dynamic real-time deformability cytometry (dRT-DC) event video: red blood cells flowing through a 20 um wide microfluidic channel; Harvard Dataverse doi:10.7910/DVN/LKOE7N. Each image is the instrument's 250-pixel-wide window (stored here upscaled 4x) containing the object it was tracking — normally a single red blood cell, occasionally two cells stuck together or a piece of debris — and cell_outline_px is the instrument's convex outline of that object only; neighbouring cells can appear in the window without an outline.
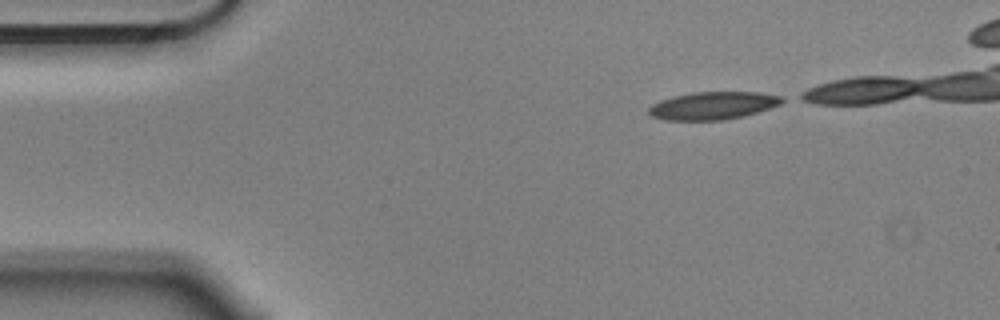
{"species": "Egyptian fruit bat (a non-hibernating species)", "species_latin": "Rousettus aegyptiacus", "temperature_condition": "cold", "stored_images_in_passage": 38, "camera_frame_rate_fps": 3000, "um_per_image_px": 0.085, "animal": {"sex": "male"}, "frame": {"image": 1, "passage_image": 1, "time_ms": 0.0, "image_size_px": [1000, 320], "cell_outline_px": [[788, 100], [780, 104], [744, 116], [724, 120], [664, 120], [652, 116], [648, 112], [648, 108], [652, 104], [660, 100], [672, 96], [692, 92], [756, 92], [784, 96]], "centroid_in_image_um": [60.61, 8.97], "position_along_channel_um": 24.4, "area_um2": 21.68}}
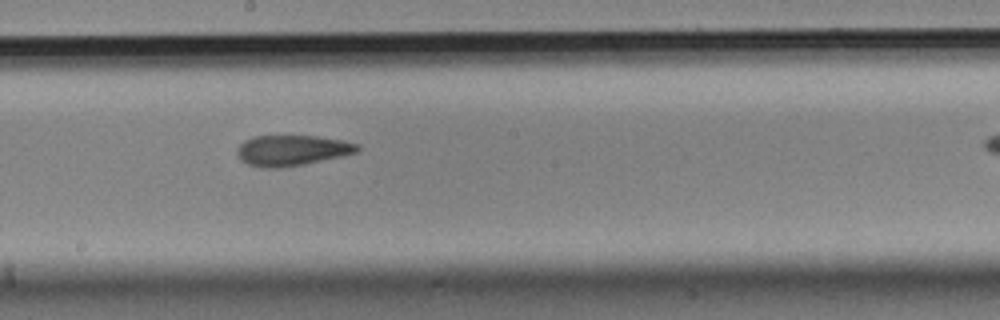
{"frame": {"image": 2, "passage_image": 23, "time_ms": 7.333, "image_size_px": [1000, 320], "cell_outline_px": [[360, 148], [356, 152], [344, 156], [304, 164], [280, 168], [260, 168], [248, 164], [240, 160], [236, 152], [236, 148], [244, 140], [256, 136], [316, 136], [344, 140], [360, 144]], "centroid_in_image_um": [24.82, 12.79], "position_along_channel_um": 223.4, "area_um2": 21.68}}
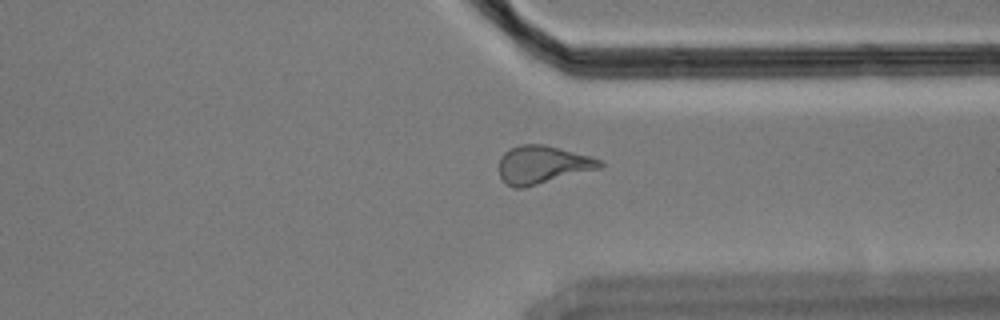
{"frame": {"image": 3, "passage_image": 35, "time_ms": 11.333, "image_size_px": [1000, 320], "cell_outline_px": [[604, 164], [600, 168], [524, 188], [512, 188], [500, 176], [500, 156], [504, 152], [520, 144], [544, 144], [604, 160]], "centroid_in_image_um": [46.12, 14.0], "position_along_channel_um": 365.3, "area_um2": 22.2}}